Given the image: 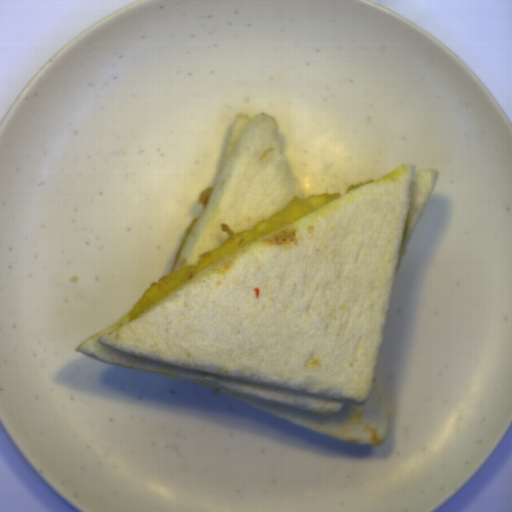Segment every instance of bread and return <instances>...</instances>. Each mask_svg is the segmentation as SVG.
I'll return each mask as SVG.
<instances>
[{
	"mask_svg": "<svg viewBox=\"0 0 512 512\" xmlns=\"http://www.w3.org/2000/svg\"><path fill=\"white\" fill-rule=\"evenodd\" d=\"M437 175L405 166L350 190L75 350L351 445L382 444L392 421L374 384L384 323Z\"/></svg>",
	"mask_w": 512,
	"mask_h": 512,
	"instance_id": "bread-1",
	"label": "bread"
},
{
	"mask_svg": "<svg viewBox=\"0 0 512 512\" xmlns=\"http://www.w3.org/2000/svg\"><path fill=\"white\" fill-rule=\"evenodd\" d=\"M295 198L305 197L275 118L239 113L215 187L169 275L226 242L223 224L236 233L249 230Z\"/></svg>",
	"mask_w": 512,
	"mask_h": 512,
	"instance_id": "bread-2",
	"label": "bread"
}]
</instances>
